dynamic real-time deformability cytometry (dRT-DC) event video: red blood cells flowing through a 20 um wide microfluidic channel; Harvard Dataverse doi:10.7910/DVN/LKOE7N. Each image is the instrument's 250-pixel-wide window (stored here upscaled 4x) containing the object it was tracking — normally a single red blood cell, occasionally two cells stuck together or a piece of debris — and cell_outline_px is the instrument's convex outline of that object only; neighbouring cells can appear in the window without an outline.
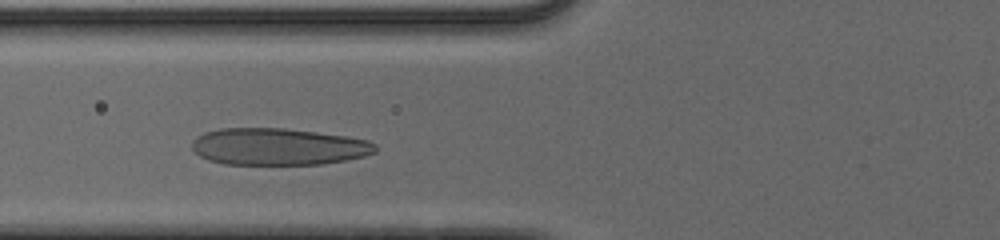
{"species": "human", "species_latin": "Homo sapiens", "temperature_condition": "cold", "stored_images_in_passage": 34, "camera_frame_rate_fps": 3000, "um_per_image_px": 0.085, "donor": {"sex": "male"}, "frame": {"image": 1, "passage_image": 11, "time_ms": 3.333, "image_size_px": [1000, 240], "cell_outline_px": [[376, 152], [364, 156], [344, 160], [320, 164], [224, 164], [208, 160], [200, 156], [192, 148], [192, 140], [196, 136], [204, 132], [220, 128], [284, 128], [348, 136], [368, 140], [376, 144]], "centroid_in_image_um": [23.64, 12.46], "position_along_channel_um": 102.2, "area_um2": 39.54}}
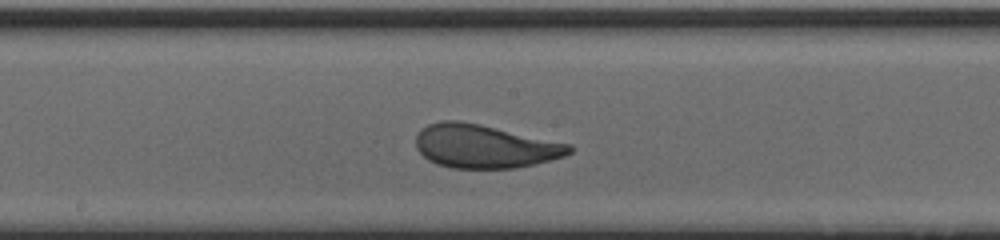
{"frame": {"image": 2, "passage_image": 19, "time_ms": 6.0, "image_size_px": [1000, 240], "cell_outline_px": [[572, 152], [564, 156], [516, 168], [452, 168], [436, 164], [428, 160], [416, 148], [416, 136], [420, 128], [428, 124], [440, 120], [460, 120], [480, 124], [572, 144]], "centroid_in_image_um": [41.16, 12.42], "position_along_channel_um": 207.0, "area_um2": 38.96}}
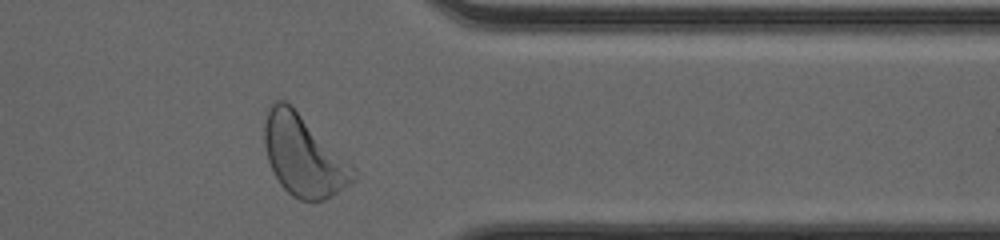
{"frame": {"image": 3, "passage_image": 33, "time_ms": 10.667, "image_size_px": [1000, 240], "cell_outline_px": [[356, 180], [324, 200], [300, 200], [292, 196], [280, 184], [268, 160], [264, 144], [264, 124], [268, 104], [276, 100], [284, 100], [352, 164], [356, 168]], "centroid_in_image_um": [25.79, 13.25], "position_along_channel_um": 385.6, "area_um2": 41.21}, "authors_computed_cell_mechanics": {"area_um2": 38.6104, "velocity_mm_per_s": 3.9371, "shape_relaxation_time_tau1_ms": 2.6071, "shape_relaxation_time_tau2_ms": 0.6883, "deformation_change_tau1": 0.1524, "deformation_change_tau2": 0.0589}}